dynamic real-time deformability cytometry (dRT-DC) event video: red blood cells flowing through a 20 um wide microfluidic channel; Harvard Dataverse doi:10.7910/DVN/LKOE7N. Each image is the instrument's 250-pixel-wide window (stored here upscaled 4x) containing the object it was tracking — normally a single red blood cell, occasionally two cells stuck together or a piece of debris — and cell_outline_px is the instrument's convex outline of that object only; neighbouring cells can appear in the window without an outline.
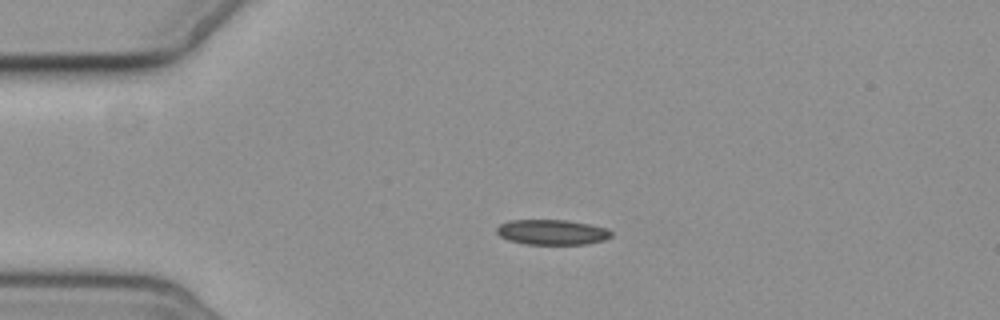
{"species": "common noctule bat (a hibernating species)", "species_latin": "Nyctalus noctula", "temperature_condition": "cold", "stored_images_in_passage": 5, "camera_frame_rate_fps": 3000, "um_per_image_px": 0.085, "animal": {"sex": "female", "body_mass_g": 19.3, "forearm_length_mm": 54.1}, "frame": {"image": 1, "passage_image": 3, "time_ms": 2.333, "image_size_px": [1000, 320], "cell_outline_px": [[612, 236], [604, 240], [584, 244], [524, 244], [508, 240], [500, 236], [496, 232], [496, 228], [500, 224], [508, 220], [568, 220], [608, 228], [612, 232]], "centroid_in_image_um": [46.91, 19.73], "position_along_channel_um": 38.1, "area_um2": 16.88}}